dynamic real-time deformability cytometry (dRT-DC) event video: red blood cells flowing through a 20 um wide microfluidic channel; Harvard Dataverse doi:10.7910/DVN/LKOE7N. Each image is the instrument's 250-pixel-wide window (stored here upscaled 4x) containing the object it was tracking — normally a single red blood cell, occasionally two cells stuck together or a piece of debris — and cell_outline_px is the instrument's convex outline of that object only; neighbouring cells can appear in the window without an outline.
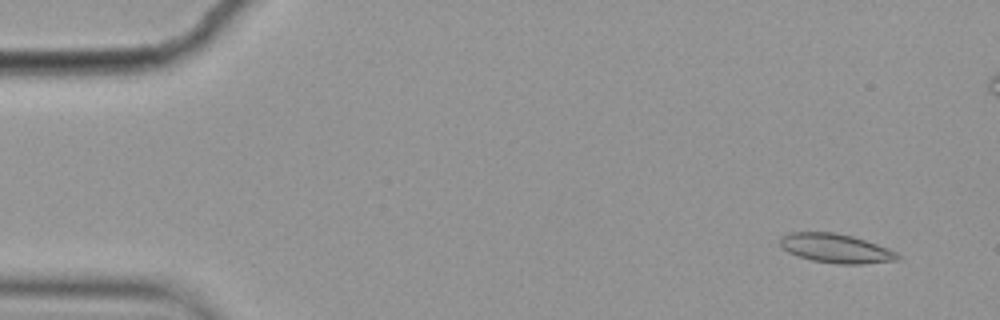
{"species": "common noctule bat (a hibernating species)", "species_latin": "Nyctalus noctula", "temperature_condition": "cold", "stored_images_in_passage": 10, "camera_frame_rate_fps": 3000, "um_per_image_px": 0.085, "animal": {"sex": "female", "body_mass_g": 19.9}, "frame": {"image": 1, "passage_image": 1, "time_ms": 0.0, "image_size_px": [1000, 320], "cell_outline_px": [[900, 256], [896, 260], [860, 264], [836, 264], [812, 260], [788, 252], [780, 244], [780, 236], [788, 232], [832, 232], [852, 236], [888, 248], [896, 252]], "centroid_in_image_um": [71.02, 21.1], "position_along_channel_um": 14.0, "area_um2": 19.71}}
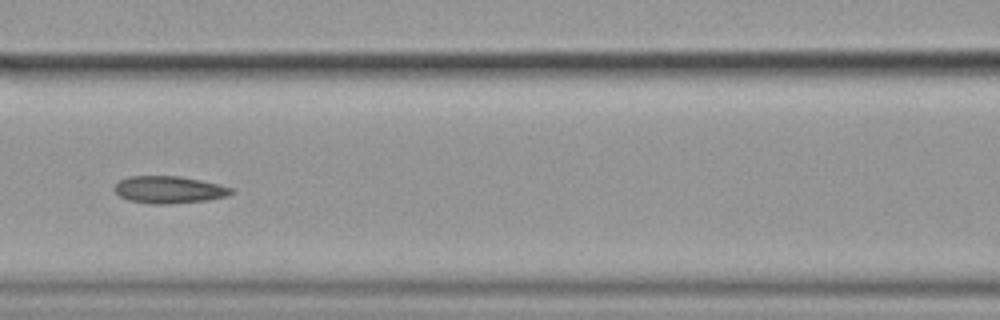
{"frame": {"image": 2, "passage_image": 7, "time_ms": 2.0, "image_size_px": [1000, 320], "cell_outline_px": [[236, 192], [228, 196], [208, 200], [168, 204], [148, 204], [128, 200], [120, 196], [112, 188], [120, 180], [128, 176], [180, 176], [200, 180], [232, 188]], "centroid_in_image_um": [14.36, 16.13], "position_along_channel_um": 152.2, "area_um2": 18.61}}
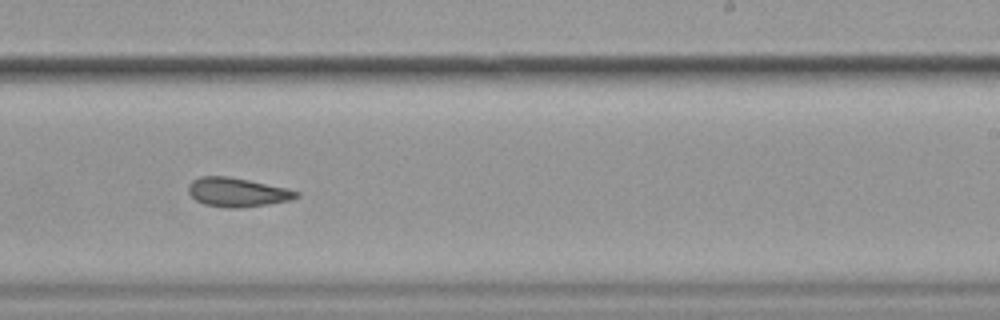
{"frame": {"image": 3, "passage_image": 10, "time_ms": 3.0, "image_size_px": [1000, 320], "cell_outline_px": [[300, 196], [292, 200], [268, 204], [240, 208], [228, 208], [204, 204], [196, 200], [188, 192], [188, 184], [192, 180], [200, 176], [228, 176], [288, 188], [300, 192]], "centroid_in_image_um": [20.18, 16.34], "position_along_channel_um": 268.8, "area_um2": 18.38}}